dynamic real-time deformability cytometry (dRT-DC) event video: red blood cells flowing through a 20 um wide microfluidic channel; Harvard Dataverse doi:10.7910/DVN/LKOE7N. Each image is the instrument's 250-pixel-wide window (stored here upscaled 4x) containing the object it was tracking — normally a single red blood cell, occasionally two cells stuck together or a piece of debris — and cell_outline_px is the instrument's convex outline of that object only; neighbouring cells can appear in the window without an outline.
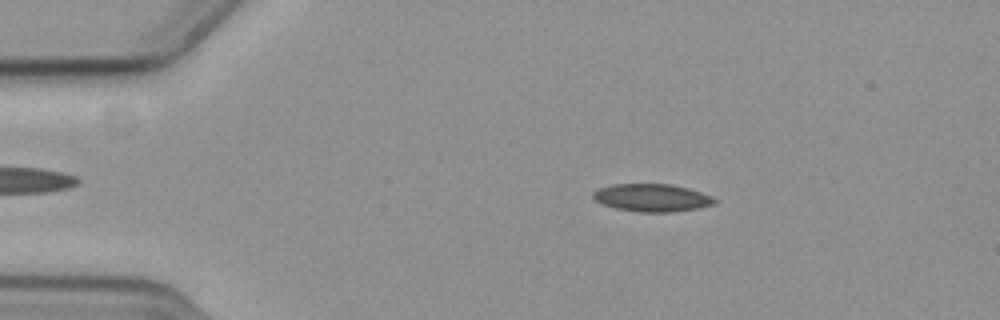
{"species": "common noctule bat (a hibernating species)", "species_latin": "Nyctalus noctula", "temperature_condition": "cold", "stored_images_in_passage": 55, "camera_frame_rate_fps": 3000, "um_per_image_px": 0.085, "animal": {"sex": "female", "body_mass_g": 19.3, "forearm_length_mm": 54.1}, "frame": {"image": 1, "passage_image": 9, "time_ms": 2.667, "image_size_px": [1000, 320], "cell_outline_px": [[716, 204], [700, 208], [672, 212], [640, 212], [616, 208], [604, 204], [596, 200], [592, 196], [592, 192], [600, 188], [612, 184], [668, 184], [688, 188], [712, 196], [716, 200]], "centroid_in_image_um": [55.44, 16.81], "position_along_channel_um": 29.6, "area_um2": 19.54}}
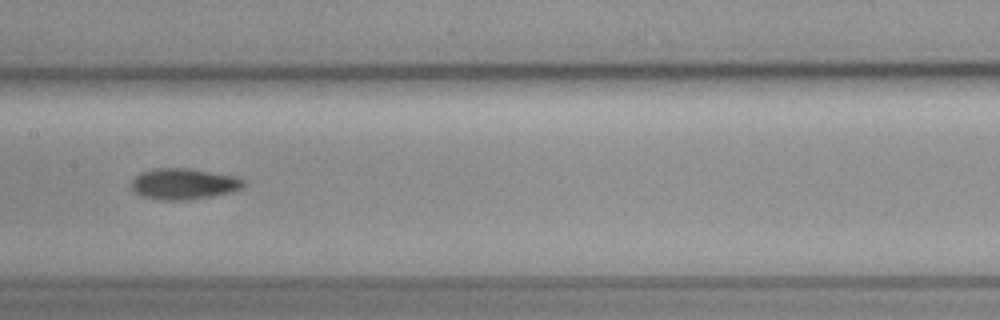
{"frame": {"image": 2, "passage_image": 27, "time_ms": 8.667, "image_size_px": [1000, 320], "cell_outline_px": [[248, 180], [244, 188], [232, 192], [212, 196], [188, 200], [160, 200], [140, 196], [132, 192], [128, 188], [132, 180], [140, 172], [152, 168], [188, 168], [236, 176]], "centroid_in_image_um": [15.6, 15.63], "position_along_channel_um": 191.8, "area_um2": 20.92}}
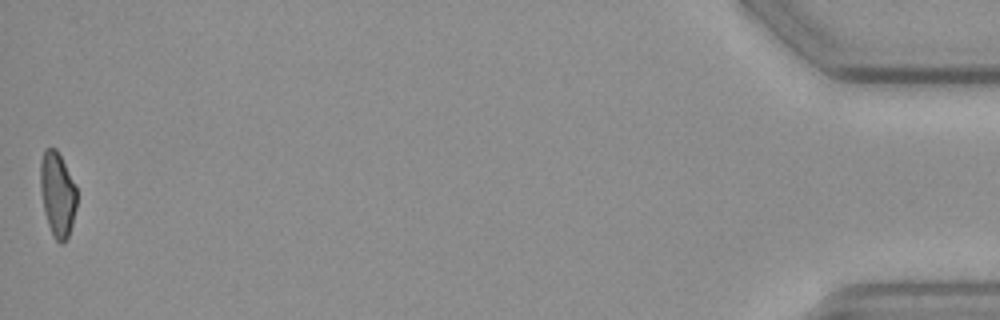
{"frame": {"image": 3, "passage_image": 55, "time_ms": 18.0, "image_size_px": [1000, 320], "cell_outline_px": [[76, 208], [72, 224], [68, 236], [64, 244], [60, 244], [52, 236], [44, 212], [40, 188], [40, 160], [44, 148], [56, 148], [76, 188]], "centroid_in_image_um": [4.86, 16.53], "position_along_channel_um": 430.3, "area_um2": 17.92}}